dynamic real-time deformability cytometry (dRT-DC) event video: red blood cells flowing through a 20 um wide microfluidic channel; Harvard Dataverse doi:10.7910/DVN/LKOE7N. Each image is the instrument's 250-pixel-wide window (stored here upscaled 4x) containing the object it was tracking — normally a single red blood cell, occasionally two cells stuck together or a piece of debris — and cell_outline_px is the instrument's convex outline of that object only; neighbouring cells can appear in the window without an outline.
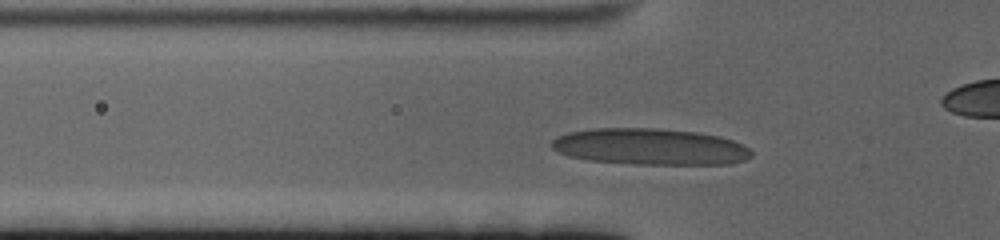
{"species": "human", "species_latin": "Homo sapiens", "temperature_condition": "cold", "stored_images_in_passage": 37, "camera_frame_rate_fps": 3000, "um_per_image_px": 0.085, "donor": {"sex": "female"}, "frame": {"image": 1, "passage_image": 5, "time_ms": 1.333, "image_size_px": [1000, 240], "cell_outline_px": [[752, 156], [744, 160], [728, 164], [632, 164], [588, 160], [568, 156], [552, 148], [548, 144], [556, 136], [568, 132], [596, 128], [660, 128], [696, 132], [720, 136], [732, 140], [748, 148], [752, 152]], "centroid_in_image_um": [55.22, 12.46], "position_along_channel_um": 70.6, "area_um2": 42.54}}
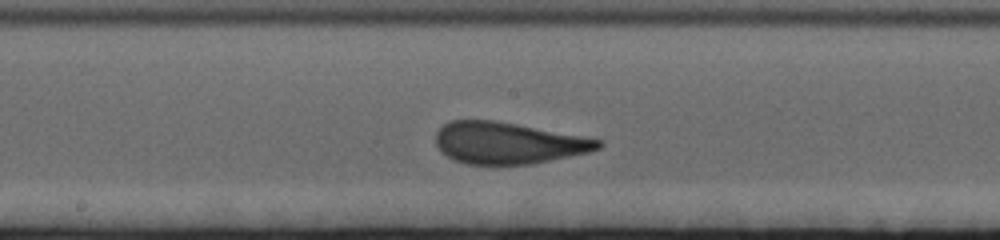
{"frame": {"image": 2, "passage_image": 17, "time_ms": 5.333, "image_size_px": [1000, 240], "cell_outline_px": [[604, 144], [600, 148], [588, 152], [532, 164], [468, 164], [452, 160], [440, 152], [436, 144], [436, 132], [448, 120], [496, 120], [604, 140]], "centroid_in_image_um": [43.17, 12.15], "position_along_channel_um": 205.0, "area_um2": 39.54}}
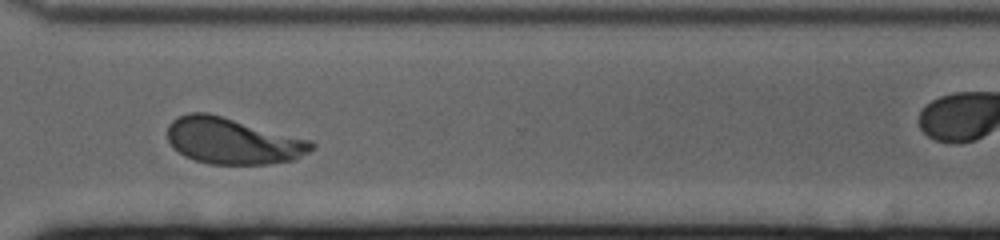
{"frame": {"image": 3, "passage_image": 30, "time_ms": 9.667, "image_size_px": [1000, 240], "cell_outline_px": [[316, 148], [296, 160], [268, 164], [208, 164], [184, 156], [172, 148], [168, 140], [168, 124], [176, 116], [188, 112], [208, 112], [312, 140], [316, 144]], "centroid_in_image_um": [19.79, 11.98], "position_along_channel_um": 350.8, "area_um2": 39.42}, "authors_computed_cell_mechanics": {"area_um2": 39.4196, "velocity_mm_per_s": 3.3623, "shape_relaxation_time_tau1_ms": 3.782, "shape_relaxation_time_tau2_ms": null, "deformation_change_tau1": 0.1904, "deformation_change_tau2": null}}